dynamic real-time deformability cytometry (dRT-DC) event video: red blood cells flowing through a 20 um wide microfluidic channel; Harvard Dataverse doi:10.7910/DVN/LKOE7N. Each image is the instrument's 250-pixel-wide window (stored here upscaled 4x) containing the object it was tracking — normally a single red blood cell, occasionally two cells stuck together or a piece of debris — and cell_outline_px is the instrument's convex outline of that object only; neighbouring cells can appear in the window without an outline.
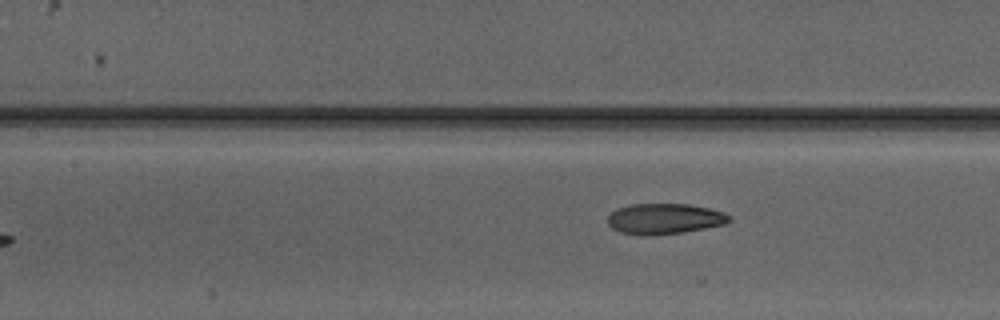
{"species": "Egyptian fruit bat (a non-hibernating species)", "species_latin": "Rousettus aegyptiacus", "temperature_condition": "warm", "stored_images_in_passage": 5, "camera_frame_rate_fps": 3000, "um_per_image_px": 0.085, "animal": {"sex": "male"}, "frame": {"image": 1, "passage_image": 5, "time_ms": 4.667, "image_size_px": [1000, 320], "cell_outline_px": [[732, 220], [724, 224], [684, 232], [648, 236], [644, 236], [620, 232], [612, 228], [608, 224], [608, 216], [616, 208], [632, 204], [688, 204], [708, 208], [724, 212], [732, 216]], "centroid_in_image_um": [56.48, 18.6], "position_along_channel_um": 150.9, "area_um2": 21.79}}